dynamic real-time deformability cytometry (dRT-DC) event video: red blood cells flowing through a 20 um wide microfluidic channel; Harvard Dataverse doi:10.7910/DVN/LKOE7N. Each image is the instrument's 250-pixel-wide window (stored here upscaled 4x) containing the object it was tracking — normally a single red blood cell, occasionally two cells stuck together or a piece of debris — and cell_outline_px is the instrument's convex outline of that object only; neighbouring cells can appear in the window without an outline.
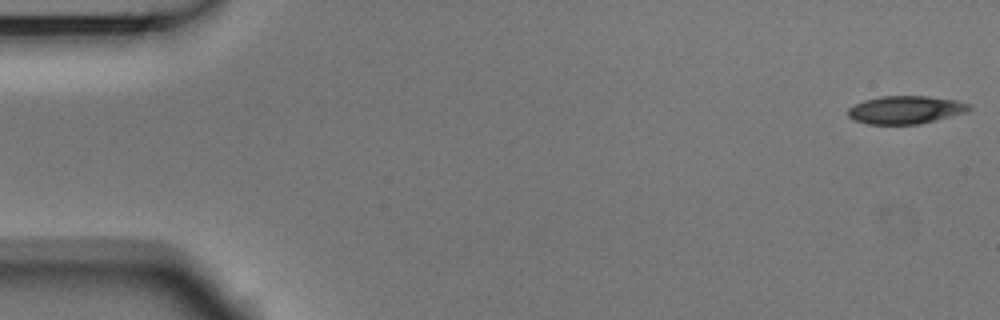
{"species": "Egyptian fruit bat (a non-hibernating species)", "species_latin": "Rousettus aegyptiacus", "temperature_condition": "room temperature", "stored_images_in_passage": 53, "camera_frame_rate_fps": 3000, "um_per_image_px": 0.085, "animal": {"sex": "male"}, "frame": {"image": 1, "passage_image": 1, "time_ms": 0.0, "image_size_px": [1000, 320], "cell_outline_px": [[972, 108], [964, 112], [936, 120], [920, 124], [868, 124], [852, 120], [848, 116], [848, 108], [864, 100], [880, 96], [928, 96], [956, 100], [972, 104]], "centroid_in_image_um": [76.96, 9.33], "position_along_channel_um": 8.0, "area_um2": 19.77}}
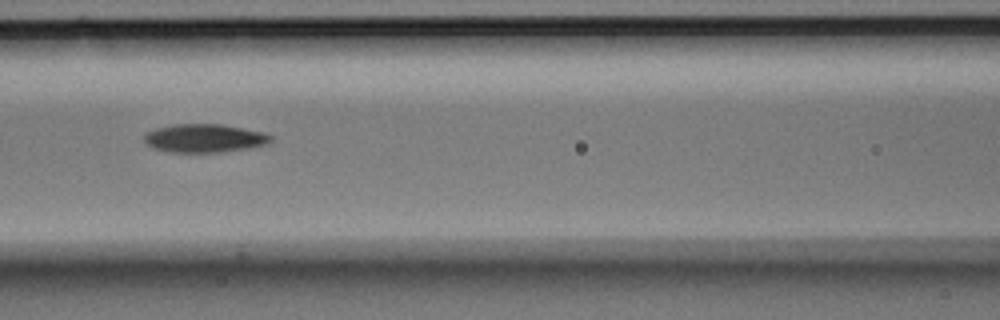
{"frame": {"image": 2, "passage_image": 23, "time_ms": 7.333, "image_size_px": [1000, 320], "cell_outline_px": [[272, 140], [268, 144], [248, 148], [220, 152], [168, 152], [152, 148], [144, 140], [144, 136], [148, 132], [156, 128], [172, 124], [220, 124], [264, 132], [272, 136]], "centroid_in_image_um": [17.38, 11.75], "position_along_channel_um": 149.2, "area_um2": 20.92}}
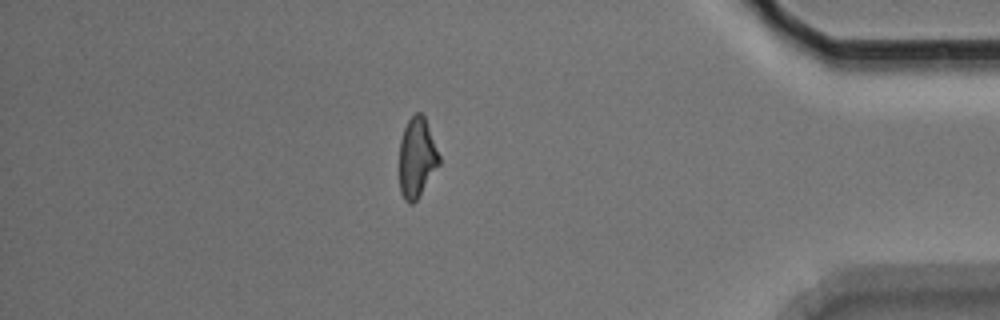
{"frame": {"image": 3, "passage_image": 46, "time_ms": 15.0, "image_size_px": [1000, 320], "cell_outline_px": [[440, 164], [416, 200], [412, 204], [408, 204], [404, 200], [400, 192], [400, 140], [404, 128], [408, 120], [416, 112], [420, 112], [424, 116], [440, 156]], "centroid_in_image_um": [35.43, 13.41], "position_along_channel_um": 399.8, "area_um2": 18.38}, "authors_computed_cell_mechanics": {"area_um2": 19.9988, "velocity_mm_per_s": 3.7603, "shape_relaxation_time_tau1_ms": 4.8795, "shape_relaxation_time_tau2_ms": 9.1557, "deformation_change_tau1": 0.1568, "deformation_change_tau2": 0.2062}}